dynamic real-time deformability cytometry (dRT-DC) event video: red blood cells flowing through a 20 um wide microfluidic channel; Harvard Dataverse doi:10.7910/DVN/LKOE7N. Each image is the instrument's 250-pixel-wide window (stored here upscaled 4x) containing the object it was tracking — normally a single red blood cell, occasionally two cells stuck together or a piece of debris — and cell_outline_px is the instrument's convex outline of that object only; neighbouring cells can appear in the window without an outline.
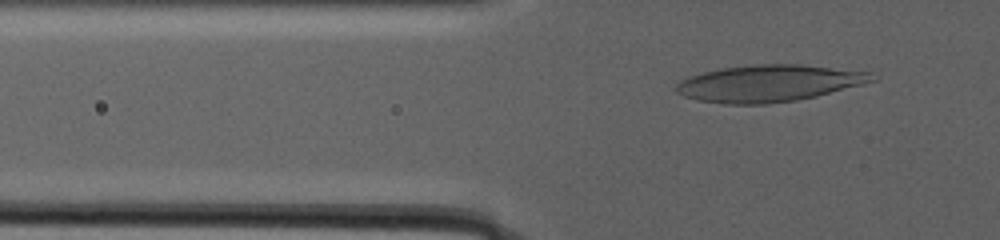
{"species": "human", "species_latin": "Homo sapiens", "temperature_condition": "warm", "stored_images_in_passage": 101, "camera_frame_rate_fps": 3000, "um_per_image_px": 0.085, "donor": {"sex": "male"}, "frame": {"image": 1, "passage_image": 2, "time_ms": 0.333, "image_size_px": [1000, 240], "cell_outline_px": [[876, 80], [864, 84], [816, 96], [796, 100], [768, 104], [728, 104], [700, 100], [684, 96], [676, 92], [676, 84], [692, 76], [704, 72], [724, 68], [756, 64], [800, 64], [872, 72]], "centroid_in_image_um": [65.41, 7.08], "position_along_channel_um": 60.4, "area_um2": 41.62}}
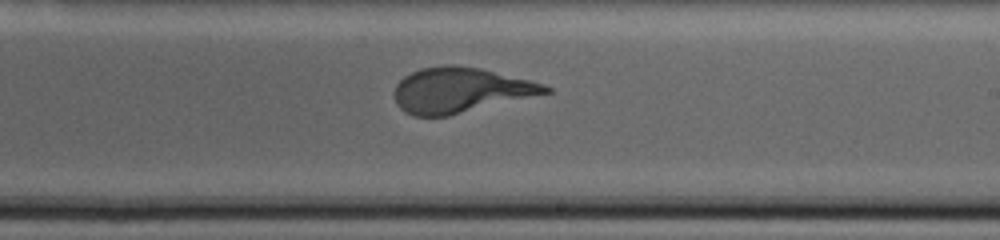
{"frame": {"image": 2, "passage_image": 57, "time_ms": 10.667, "image_size_px": [1000, 240], "cell_outline_px": [[552, 92], [448, 116], [412, 116], [404, 112], [396, 104], [396, 84], [404, 76], [420, 68], [448, 64], [452, 64], [480, 68], [544, 84], [552, 88]], "centroid_in_image_um": [39.12, 7.66], "position_along_channel_um": 249.9, "area_um2": 39.54}}
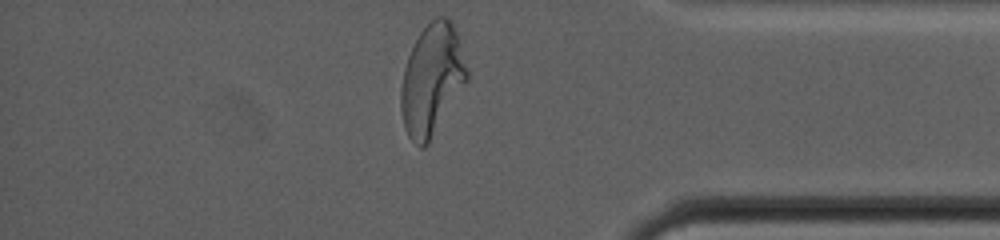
{"frame": {"image": 3, "passage_image": 98, "time_ms": 18.667, "image_size_px": [1000, 240], "cell_outline_px": [[468, 80], [428, 144], [424, 148], [420, 148], [408, 136], [404, 128], [400, 112], [400, 88], [404, 68], [408, 56], [420, 32], [436, 16], [444, 16], [452, 20], [460, 40], [468, 68]], "centroid_in_image_um": [36.71, 6.77], "position_along_channel_um": 398.5, "area_um2": 43.0}}